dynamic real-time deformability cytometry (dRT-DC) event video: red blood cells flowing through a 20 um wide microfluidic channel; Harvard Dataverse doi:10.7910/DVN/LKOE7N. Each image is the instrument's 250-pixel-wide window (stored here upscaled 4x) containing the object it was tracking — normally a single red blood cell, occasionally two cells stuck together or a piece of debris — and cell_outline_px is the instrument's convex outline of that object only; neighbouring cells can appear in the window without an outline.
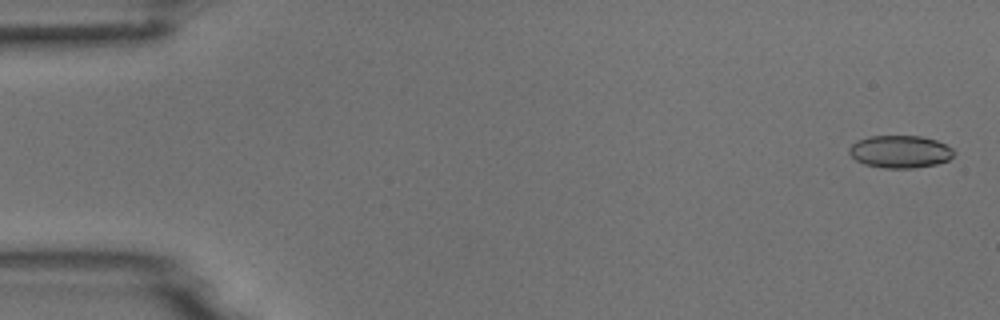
{"species": "common noctule bat (a hibernating species)", "species_latin": "Nyctalus noctula", "temperature_condition": "room temperature", "stored_images_in_passage": 51, "camera_frame_rate_fps": 3000, "um_per_image_px": 0.085, "animal": {"sex": "male", "body_mass_g": 18.8}, "frame": {"image": 1, "passage_image": 2, "time_ms": 0.333, "image_size_px": [1000, 320], "cell_outline_px": [[956, 152], [948, 160], [936, 164], [912, 168], [884, 168], [864, 164], [856, 160], [848, 152], [848, 148], [856, 140], [868, 136], [920, 136], [936, 140], [952, 148]], "centroid_in_image_um": [76.48, 12.88], "position_along_channel_um": 8.5, "area_um2": 19.88}}
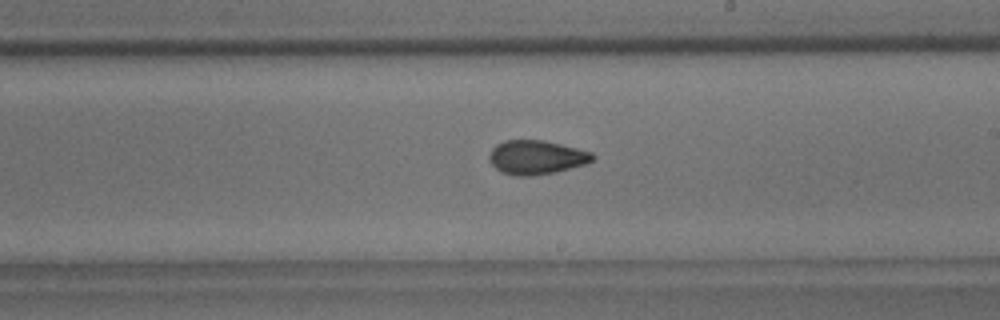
{"frame": {"image": 2, "passage_image": 30, "time_ms": 9.667, "image_size_px": [1000, 320], "cell_outline_px": [[596, 156], [592, 160], [584, 164], [556, 172], [532, 176], [516, 176], [500, 172], [488, 160], [488, 156], [492, 148], [496, 144], [504, 140], [544, 140], [592, 152]], "centroid_in_image_um": [45.55, 13.37], "position_along_channel_um": 243.4, "area_um2": 20.58}}
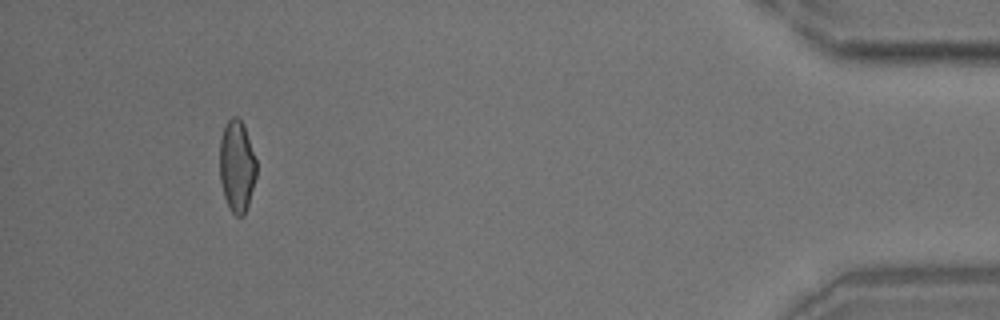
{"frame": {"image": 3, "passage_image": 48, "time_ms": 15.667, "image_size_px": [1000, 320], "cell_outline_px": [[256, 176], [248, 204], [244, 216], [236, 216], [228, 208], [224, 196], [220, 180], [220, 140], [224, 128], [228, 120], [232, 116], [236, 116], [244, 124], [256, 160]], "centroid_in_image_um": [20.13, 14.13], "position_along_channel_um": 415.1, "area_um2": 19.59}}